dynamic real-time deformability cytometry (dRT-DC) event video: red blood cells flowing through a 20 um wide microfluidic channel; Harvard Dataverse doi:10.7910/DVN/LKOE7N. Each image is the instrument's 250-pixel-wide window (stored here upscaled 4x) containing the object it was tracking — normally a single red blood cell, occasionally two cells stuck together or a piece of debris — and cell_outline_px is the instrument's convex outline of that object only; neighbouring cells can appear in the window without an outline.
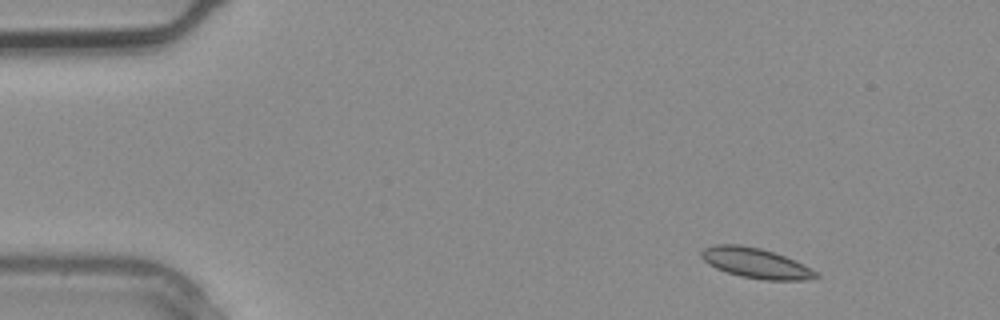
{"species": "common noctule bat (a hibernating species)", "species_latin": "Nyctalus noctula", "temperature_condition": "warm", "stored_images_in_passage": 3, "camera_frame_rate_fps": 3000, "um_per_image_px": 0.085, "animal": {"sex": "male", "body_mass_g": 20.4}, "frame": {"image": 1, "passage_image": 1, "time_ms": 0.0, "image_size_px": [1000, 320], "cell_outline_px": [[820, 276], [808, 280], [764, 280], [740, 276], [716, 268], [708, 264], [700, 256], [700, 252], [704, 248], [716, 244], [740, 244], [760, 248], [784, 256], [812, 268]], "centroid_in_image_um": [64.23, 22.36], "position_along_channel_um": 20.8, "area_um2": 20.06}}
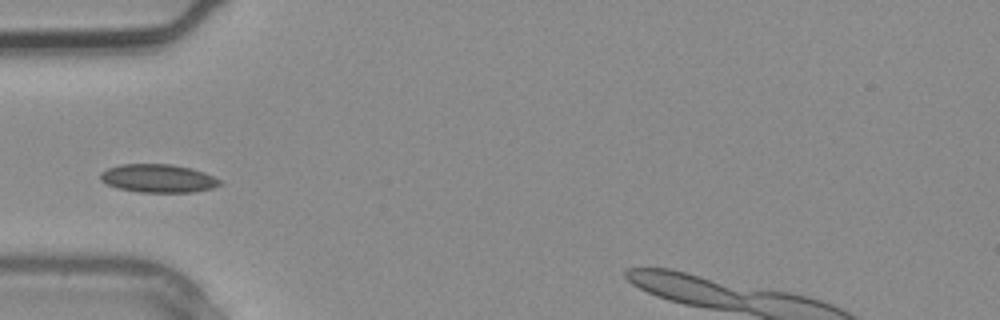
{"frame": {"image": 2, "passage_image": 3, "time_ms": 0.667, "image_size_px": [1000, 320], "cell_outline_px": [[224, 184], [212, 188], [192, 192], [140, 192], [116, 188], [100, 180], [100, 172], [108, 168], [120, 164], [172, 164], [192, 168], [204, 172], [220, 180]], "centroid_in_image_um": [13.44, 15.16], "position_along_channel_um": 71.6, "area_um2": 19.77}}